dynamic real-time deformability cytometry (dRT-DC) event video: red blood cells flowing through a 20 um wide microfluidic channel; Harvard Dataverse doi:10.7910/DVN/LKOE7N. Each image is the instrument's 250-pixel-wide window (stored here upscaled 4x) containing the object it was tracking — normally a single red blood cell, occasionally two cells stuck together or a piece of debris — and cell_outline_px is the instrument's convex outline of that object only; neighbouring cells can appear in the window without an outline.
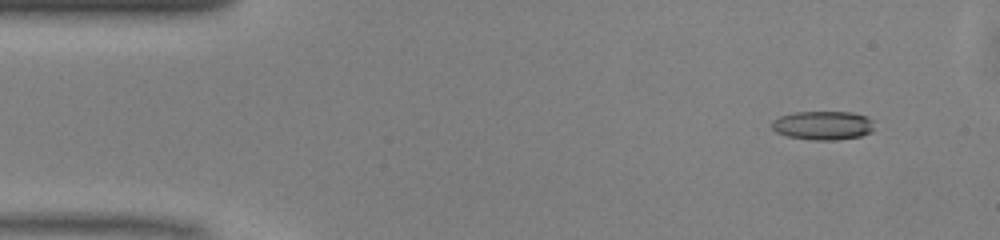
{"species": "common noctule bat (a hibernating species)", "species_latin": "Nyctalus noctula", "temperature_condition": "warm", "stored_images_in_passage": 50, "camera_frame_rate_fps": 3000, "um_per_image_px": 0.085, "animal": {"sex": "male", "body_mass_g": 13.0, "forearm_length_mm": 53.1}, "frame": {"image": 1, "passage_image": 5, "time_ms": 1.333, "image_size_px": [1000, 240], "cell_outline_px": [[872, 132], [860, 136], [836, 140], [812, 140], [788, 136], [776, 132], [772, 128], [772, 120], [780, 116], [792, 112], [852, 112], [868, 116], [872, 120]], "centroid_in_image_um": [69.95, 10.65], "position_along_channel_um": 15.1, "area_um2": 17.28}}
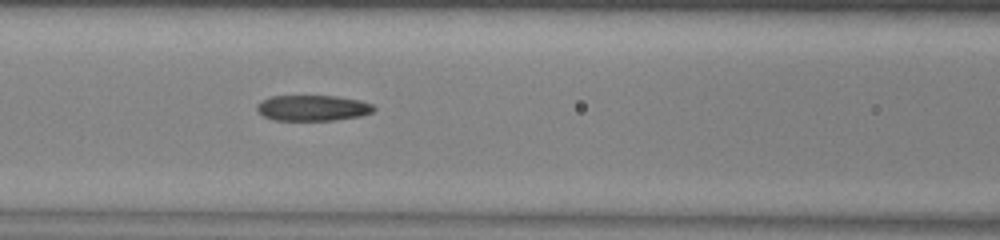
{"frame": {"image": 2, "passage_image": 21, "time_ms": 6.667, "image_size_px": [1000, 240], "cell_outline_px": [[376, 108], [372, 112], [360, 116], [336, 120], [272, 120], [264, 116], [256, 108], [256, 104], [260, 100], [272, 96], [336, 96], [360, 100], [372, 104]], "centroid_in_image_um": [26.57, 9.17], "position_along_channel_um": 140.0, "area_um2": 17.57}}
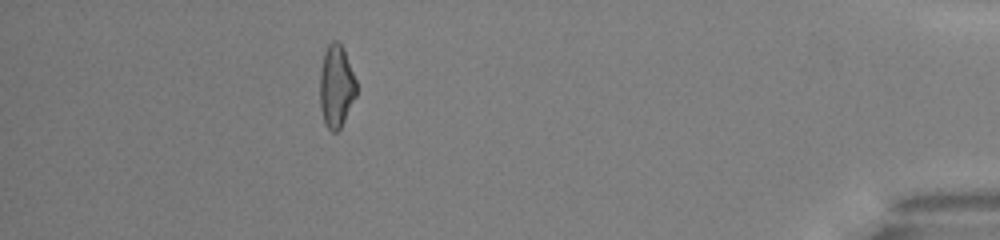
{"frame": {"image": 3, "passage_image": 45, "time_ms": 14.667, "image_size_px": [1000, 240], "cell_outline_px": [[356, 96], [340, 128], [336, 132], [332, 132], [324, 124], [320, 108], [320, 68], [324, 52], [328, 44], [332, 40], [336, 40], [344, 48], [356, 80]], "centroid_in_image_um": [28.57, 7.32], "position_along_channel_um": 406.6, "area_um2": 17.69}, "authors_computed_cell_mechanics": {"area_um2": 17.8602, "velocity_mm_per_s": 4.1092, "shape_relaxation_time_tau1_ms": 8.2975, "shape_relaxation_time_tau2_ms": 4.9247, "deformation_change_tau1": 0.2044, "deformation_change_tau2": 0.1692}}